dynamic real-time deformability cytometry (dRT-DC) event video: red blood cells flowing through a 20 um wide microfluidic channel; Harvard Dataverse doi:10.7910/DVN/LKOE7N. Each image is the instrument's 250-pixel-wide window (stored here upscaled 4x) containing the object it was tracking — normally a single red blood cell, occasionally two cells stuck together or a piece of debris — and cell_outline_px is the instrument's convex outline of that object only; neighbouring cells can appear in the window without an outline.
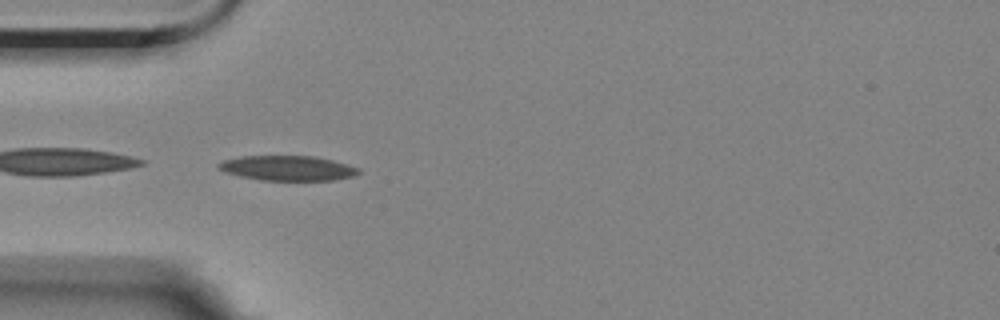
{"species": "Egyptian fruit bat (a non-hibernating species)", "species_latin": "Rousettus aegyptiacus", "temperature_condition": "room temperature", "stored_images_in_passage": 6, "camera_frame_rate_fps": 3000, "um_per_image_px": 0.085, "animal": {"sex": "female"}, "frame": {"image": 1, "passage_image": 5, "time_ms": 4.667, "image_size_px": [1000, 320], "cell_outline_px": [[360, 172], [352, 176], [332, 180], [260, 180], [240, 176], [216, 168], [216, 164], [224, 160], [240, 156], [316, 156], [348, 164], [360, 168]], "centroid_in_image_um": [24.45, 14.28], "position_along_channel_um": 60.6, "area_um2": 20.29}}
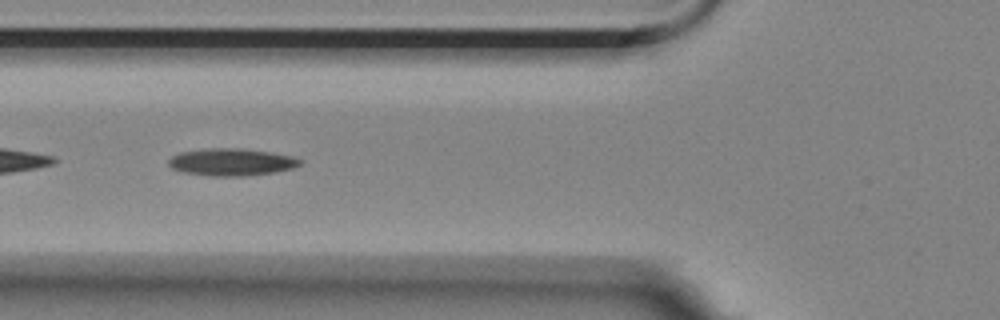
{"frame": {"image": 2, "passage_image": 6, "time_ms": 6.0, "image_size_px": [1000, 320], "cell_outline_px": [[304, 160], [300, 164], [292, 168], [276, 172], [248, 176], [208, 176], [184, 172], [172, 168], [168, 164], [168, 160], [172, 156], [180, 152], [208, 148], [240, 148], [272, 152], [292, 156]], "centroid_in_image_um": [19.69, 13.77], "position_along_channel_um": 106.1, "area_um2": 21.04}}